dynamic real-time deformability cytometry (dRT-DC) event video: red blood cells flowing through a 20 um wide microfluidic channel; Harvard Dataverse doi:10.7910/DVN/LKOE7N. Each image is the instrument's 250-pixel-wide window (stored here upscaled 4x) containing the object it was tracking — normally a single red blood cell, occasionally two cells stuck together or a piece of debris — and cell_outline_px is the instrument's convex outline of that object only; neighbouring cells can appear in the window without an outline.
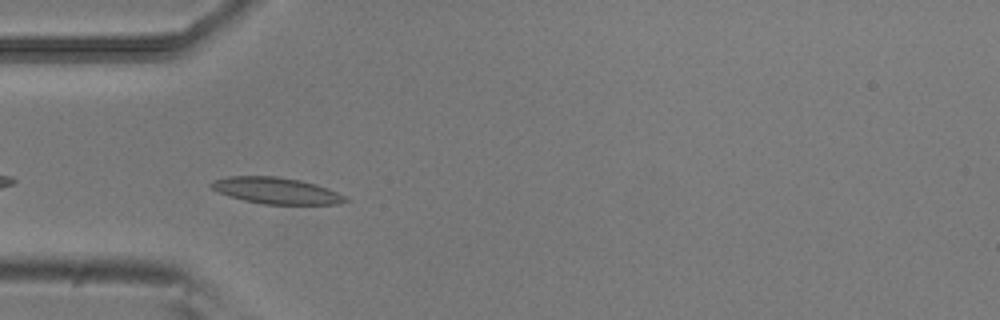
{"species": "common noctule bat (a hibernating species)", "species_latin": "Nyctalus noctula", "temperature_condition": "room temperature", "stored_images_in_passage": 41, "camera_frame_rate_fps": 3000, "um_per_image_px": 0.085, "animal": {"sex": "male", "body_mass_g": 20.5, "forearm_length_mm": 52.5}, "frame": {"image": 1, "passage_image": 3, "time_ms": 0.667, "image_size_px": [1000, 320], "cell_outline_px": [[352, 200], [336, 204], [264, 204], [244, 200], [228, 196], [212, 188], [208, 184], [212, 180], [228, 176], [276, 176], [300, 180], [316, 184], [328, 188]], "centroid_in_image_um": [23.47, 16.2], "position_along_channel_um": 61.5, "area_um2": 20.58}}
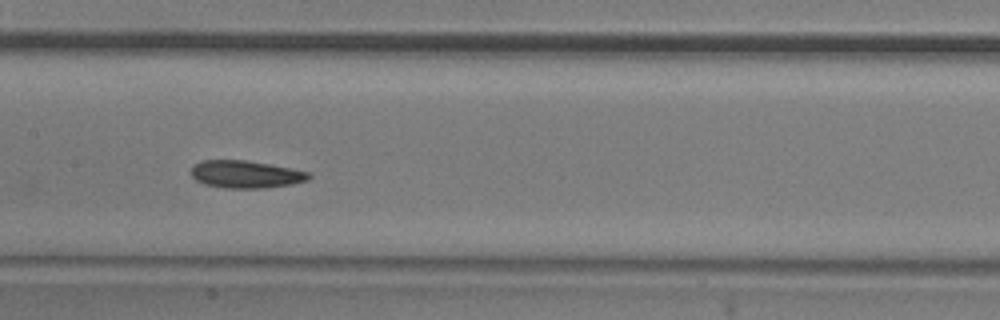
{"frame": {"image": 2, "passage_image": 13, "time_ms": 4.0, "image_size_px": [1000, 320], "cell_outline_px": [[312, 176], [308, 180], [292, 184], [264, 188], [224, 188], [204, 184], [196, 180], [192, 176], [192, 164], [200, 160], [244, 160], [268, 164], [308, 172]], "centroid_in_image_um": [20.85, 14.82], "position_along_channel_um": 186.6, "area_um2": 18.79}}
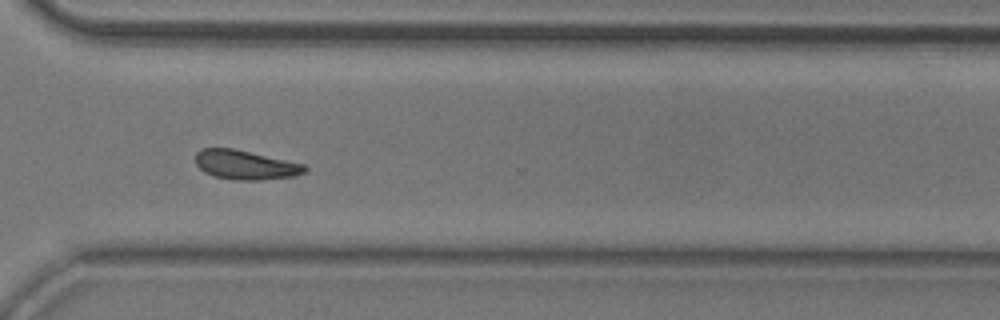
{"frame": {"image": 3, "passage_image": 26, "time_ms": 8.333, "image_size_px": [1000, 320], "cell_outline_px": [[308, 168], [304, 172], [296, 176], [260, 180], [232, 180], [212, 176], [204, 172], [196, 164], [196, 152], [200, 148], [232, 148], [304, 164]], "centroid_in_image_um": [20.83, 14.02], "position_along_channel_um": 349.8, "area_um2": 18.67}, "authors_computed_cell_mechanics": {"area_um2": 18.3804, "velocity_mm_per_s": 3.7757, "shape_relaxation_time_tau1_ms": null, "shape_relaxation_time_tau2_ms": 4.1873, "deformation_change_tau1": null, "deformation_change_tau2": 0.1065}}